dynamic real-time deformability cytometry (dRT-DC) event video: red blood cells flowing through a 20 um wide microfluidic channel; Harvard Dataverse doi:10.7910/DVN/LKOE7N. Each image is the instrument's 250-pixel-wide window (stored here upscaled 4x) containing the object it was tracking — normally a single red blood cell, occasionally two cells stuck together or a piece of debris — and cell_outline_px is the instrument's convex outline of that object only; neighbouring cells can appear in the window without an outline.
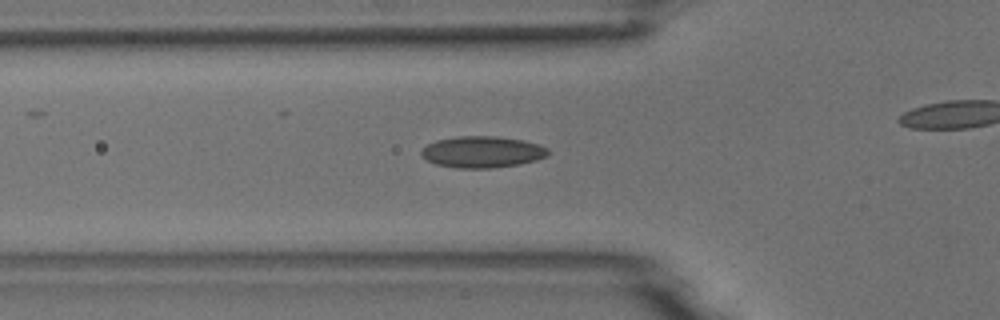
{"species": "common noctule bat (a hibernating species)", "species_latin": "Nyctalus noctula", "temperature_condition": "room temperature", "stored_images_in_passage": 43, "camera_frame_rate_fps": 3000, "um_per_image_px": 0.085, "animal": {"sex": "male", "body_mass_g": 18.8}, "frame": {"image": 1, "passage_image": 18, "time_ms": 5.667, "image_size_px": [1000, 320], "cell_outline_px": [[548, 156], [536, 160], [520, 164], [492, 168], [456, 168], [436, 164], [420, 156], [420, 152], [428, 144], [436, 140], [456, 136], [496, 136], [524, 140], [540, 144], [548, 148]], "centroid_in_image_um": [41.01, 12.91], "position_along_channel_um": 84.8, "area_um2": 23.41}}
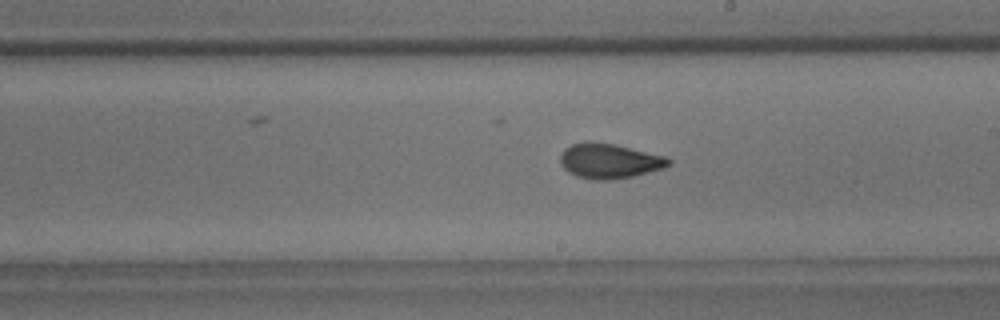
{"frame": {"image": 2, "passage_image": 30, "time_ms": 9.667, "image_size_px": [1000, 320], "cell_outline_px": [[672, 164], [664, 168], [632, 176], [612, 180], [592, 180], [576, 176], [568, 172], [560, 164], [560, 156], [564, 148], [572, 144], [584, 140], [592, 140], [612, 144], [668, 156], [672, 160]], "centroid_in_image_um": [51.79, 13.67], "position_along_channel_um": 237.2, "area_um2": 22.43}}
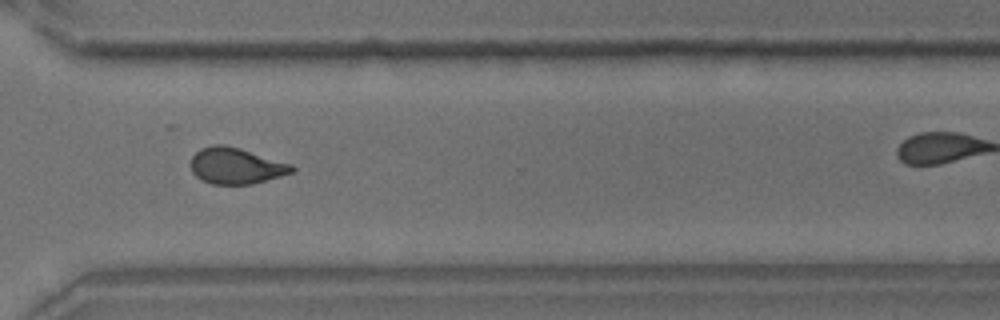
{"frame": {"image": 3, "passage_image": 39, "time_ms": 12.667, "image_size_px": [1000, 320], "cell_outline_px": [[296, 168], [292, 172], [280, 176], [252, 184], [212, 184], [200, 180], [192, 172], [192, 156], [200, 148], [212, 144], [224, 144], [240, 148], [292, 164]], "centroid_in_image_um": [20.04, 14.09], "position_along_channel_um": 350.6, "area_um2": 21.33}}